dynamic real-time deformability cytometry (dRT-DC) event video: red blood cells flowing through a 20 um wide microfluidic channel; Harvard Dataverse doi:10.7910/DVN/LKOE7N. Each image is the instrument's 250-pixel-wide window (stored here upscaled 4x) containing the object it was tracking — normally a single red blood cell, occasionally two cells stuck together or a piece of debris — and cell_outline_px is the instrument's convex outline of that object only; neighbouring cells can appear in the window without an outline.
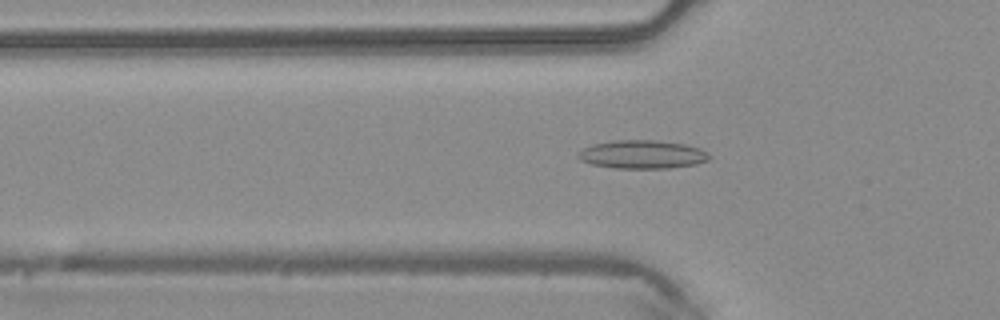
{"species": "common noctule bat (a hibernating species)", "species_latin": "Nyctalus noctula", "temperature_condition": "warm", "stored_images_in_passage": 29, "camera_frame_rate_fps": 3000, "um_per_image_px": 0.085, "animal": {"sex": "male", "body_mass_g": 20.4}, "frame": {"image": 1, "passage_image": 2, "time_ms": 0.333, "image_size_px": [1000, 320], "cell_outline_px": [[712, 156], [708, 160], [696, 164], [672, 168], [612, 168], [592, 164], [580, 160], [576, 156], [584, 148], [592, 144], [616, 140], [652, 140], [684, 144], [700, 148], [708, 152]], "centroid_in_image_um": [54.62, 13.13], "position_along_channel_um": 71.2, "area_um2": 21.73}}
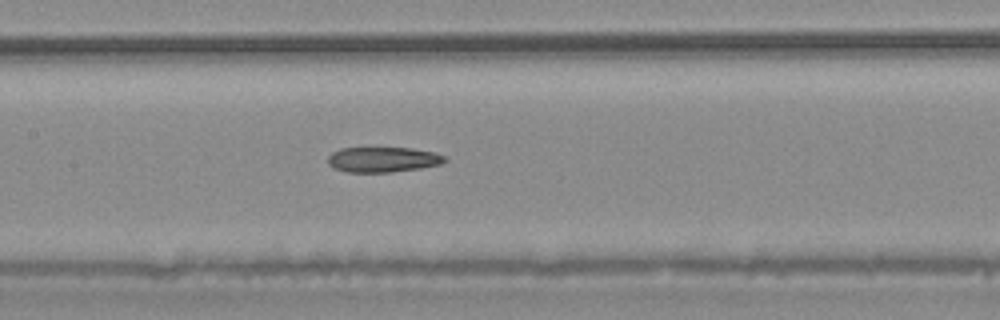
{"frame": {"image": 2, "passage_image": 9, "time_ms": 2.667, "image_size_px": [1000, 320], "cell_outline_px": [[448, 160], [440, 164], [420, 168], [392, 172], [348, 172], [332, 168], [328, 164], [328, 156], [332, 152], [340, 148], [412, 148], [436, 152], [444, 156]], "centroid_in_image_um": [32.54, 13.56], "position_along_channel_um": 174.9, "area_um2": 17.28}}
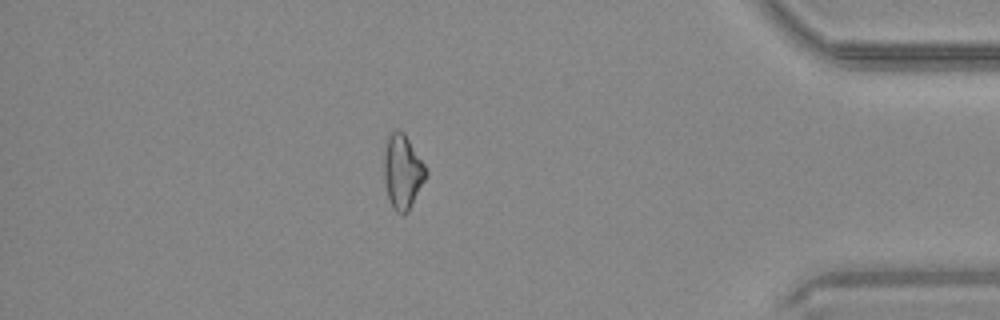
{"frame": {"image": 3, "passage_image": 27, "time_ms": 8.667, "image_size_px": [1000, 320], "cell_outline_px": [[428, 172], [408, 212], [404, 216], [396, 212], [392, 208], [388, 200], [384, 180], [384, 152], [388, 132], [404, 132], [424, 164]], "centroid_in_image_um": [34.19, 14.63], "position_along_channel_um": 401.0, "area_um2": 18.15}}